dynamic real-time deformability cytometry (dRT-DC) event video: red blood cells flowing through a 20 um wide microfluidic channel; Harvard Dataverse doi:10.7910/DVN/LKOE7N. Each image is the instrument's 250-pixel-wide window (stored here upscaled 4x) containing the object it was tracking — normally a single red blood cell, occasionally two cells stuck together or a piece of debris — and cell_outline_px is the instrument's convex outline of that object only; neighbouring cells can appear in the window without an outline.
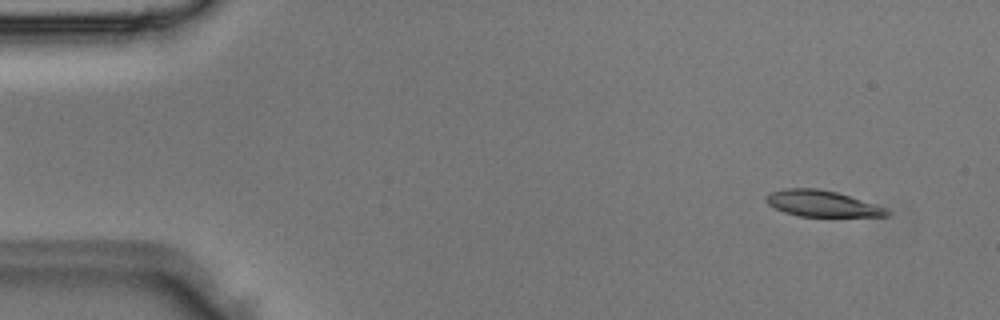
{"species": "Egyptian fruit bat (a non-hibernating species)", "species_latin": "Rousettus aegyptiacus", "temperature_condition": "room temperature", "stored_images_in_passage": 47, "camera_frame_rate_fps": 3000, "um_per_image_px": 0.085, "animal": {"sex": "male"}, "frame": {"image": 1, "passage_image": 3, "time_ms": 0.667, "image_size_px": [1000, 320], "cell_outline_px": [[892, 212], [888, 216], [800, 216], [784, 212], [768, 204], [764, 200], [764, 196], [768, 192], [784, 188], [816, 188], [836, 192], [884, 208]], "centroid_in_image_um": [69.78, 17.29], "position_along_channel_um": 15.2, "area_um2": 18.15}}
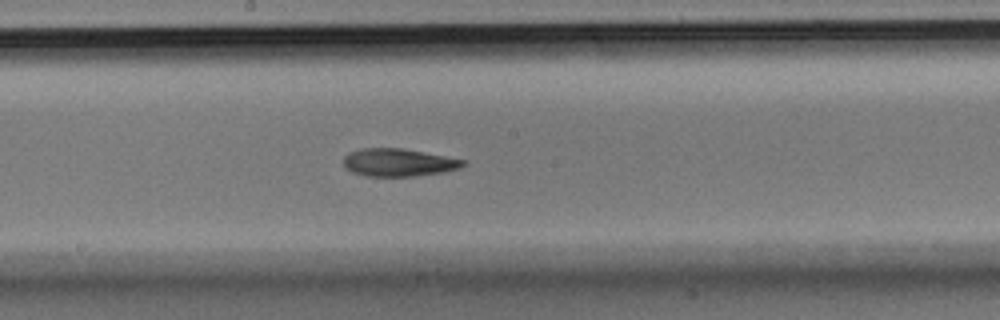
{"frame": {"image": 2, "passage_image": 25, "time_ms": 8.0, "image_size_px": [1000, 320], "cell_outline_px": [[468, 164], [460, 168], [444, 172], [416, 176], [364, 176], [352, 172], [344, 168], [344, 156], [348, 152], [360, 148], [404, 148], [468, 160]], "centroid_in_image_um": [33.9, 13.8], "position_along_channel_um": 214.3, "area_um2": 19.77}}
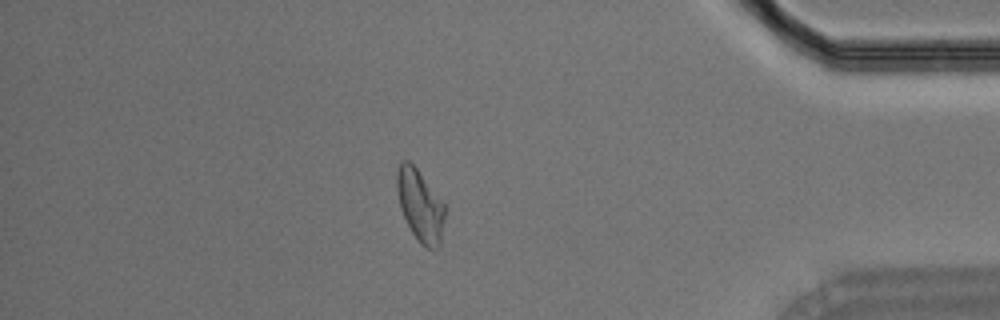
{"frame": {"image": 3, "passage_image": 41, "time_ms": 13.333, "image_size_px": [1000, 320], "cell_outline_px": [[448, 208], [440, 244], [436, 248], [428, 248], [420, 244], [412, 232], [400, 208], [396, 188], [396, 172], [400, 160], [408, 160], [416, 168], [444, 200]], "centroid_in_image_um": [35.75, 17.44], "position_along_channel_um": 399.4, "area_um2": 20.63}}